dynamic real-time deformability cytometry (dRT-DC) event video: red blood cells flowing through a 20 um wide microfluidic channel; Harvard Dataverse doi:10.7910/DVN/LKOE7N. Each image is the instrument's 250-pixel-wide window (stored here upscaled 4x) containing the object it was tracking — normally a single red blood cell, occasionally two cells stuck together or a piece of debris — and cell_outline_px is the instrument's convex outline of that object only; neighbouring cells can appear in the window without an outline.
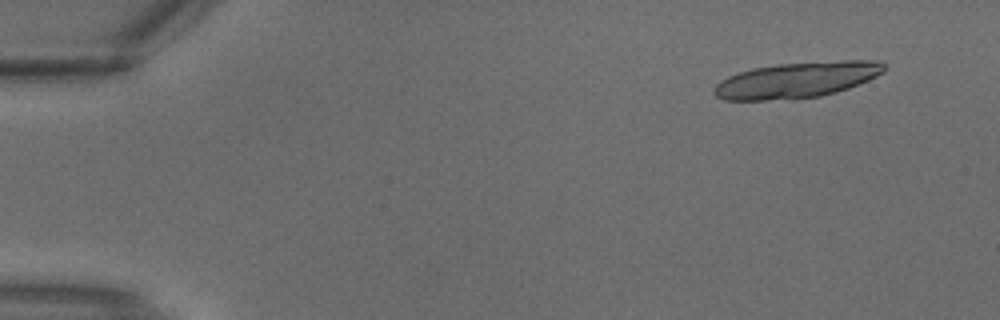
{"species": "common noctule bat (a hibernating species)", "species_latin": "Nyctalus noctula", "temperature_condition": "warm", "stored_images_in_passage": 4, "segment_of_instrument_passage": [2, 2], "camera_frame_rate_fps": 3000, "um_per_image_px": 0.085, "animal": {"sex": "male", "body_mass_g": 18.8}, "frame": {"image": 1, "passage_image": 4, "time_ms": 1.0, "image_size_px": [1000, 320], "cell_outline_px": [[888, 68], [884, 72], [868, 80], [848, 88], [836, 92], [820, 96], [792, 100], [724, 100], [716, 96], [712, 92], [716, 84], [720, 80], [728, 76], [752, 68], [776, 64], [844, 60], [880, 60]], "centroid_in_image_um": [67.74, 6.8], "position_along_channel_um": 17.3, "area_um2": 35.84}}